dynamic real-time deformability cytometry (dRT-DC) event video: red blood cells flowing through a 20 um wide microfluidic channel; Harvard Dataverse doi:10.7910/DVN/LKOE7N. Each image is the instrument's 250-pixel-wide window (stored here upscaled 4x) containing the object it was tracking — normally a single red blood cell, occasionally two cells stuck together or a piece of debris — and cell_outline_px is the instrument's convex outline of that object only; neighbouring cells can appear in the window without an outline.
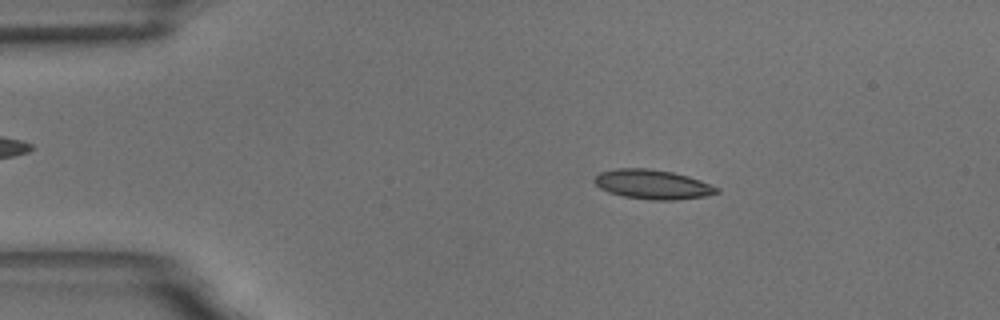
{"species": "common noctule bat (a hibernating species)", "species_latin": "Nyctalus noctula", "temperature_condition": "room temperature", "stored_images_in_passage": 54, "camera_frame_rate_fps": 3000, "um_per_image_px": 0.085, "animal": {"sex": "male", "body_mass_g": 18.8}, "frame": {"image": 1, "passage_image": 9, "time_ms": 2.667, "image_size_px": [1000, 320], "cell_outline_px": [[720, 192], [704, 196], [676, 200], [652, 200], [624, 196], [608, 192], [600, 188], [592, 180], [600, 172], [616, 168], [648, 168], [672, 172], [688, 176], [700, 180], [720, 188]], "centroid_in_image_um": [55.47, 15.67], "position_along_channel_um": 29.5, "area_um2": 20.98}}
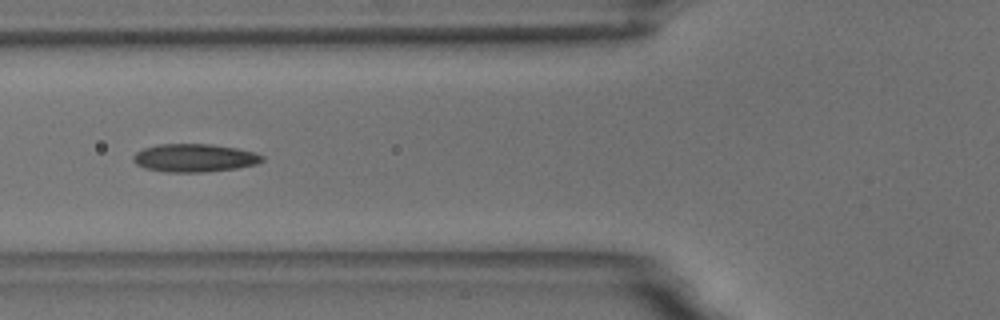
{"frame": {"image": 2, "passage_image": 20, "time_ms": 6.333, "image_size_px": [1000, 320], "cell_outline_px": [[264, 160], [256, 164], [236, 168], [204, 172], [164, 172], [144, 168], [136, 164], [132, 160], [132, 156], [136, 152], [144, 148], [160, 144], [208, 144], [236, 148], [252, 152], [264, 156]], "centroid_in_image_um": [16.49, 13.43], "position_along_channel_um": 109.3, "area_um2": 21.04}}
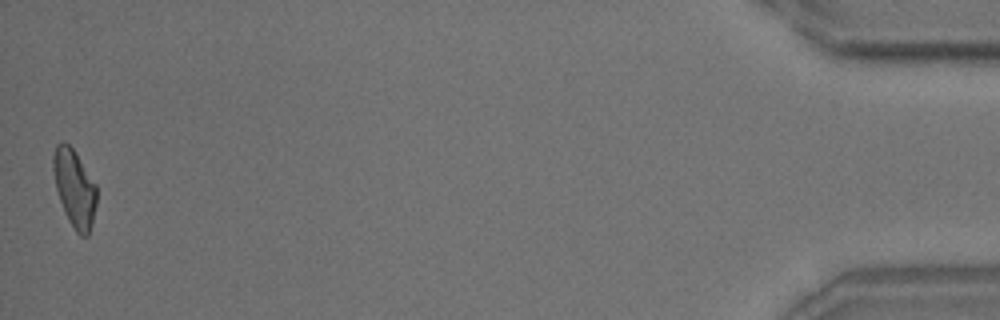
{"frame": {"image": 3, "passage_image": 54, "time_ms": 17.667, "image_size_px": [1000, 320], "cell_outline_px": [[96, 204], [92, 224], [88, 236], [80, 236], [76, 232], [68, 220], [60, 200], [56, 188], [52, 168], [52, 156], [56, 144], [60, 140], [68, 144], [76, 152], [96, 184]], "centroid_in_image_um": [6.32, 15.97], "position_along_channel_um": 428.9, "area_um2": 19.71}, "authors_computed_cell_mechanics": {"area_um2": 20.0855, "velocity_mm_per_s": 3.6401, "shape_relaxation_time_tau1_ms": 6.3353, "shape_relaxation_time_tau2_ms": 2.9922, "deformation_change_tau1": 0.1863, "deformation_change_tau2": 0.1096}}